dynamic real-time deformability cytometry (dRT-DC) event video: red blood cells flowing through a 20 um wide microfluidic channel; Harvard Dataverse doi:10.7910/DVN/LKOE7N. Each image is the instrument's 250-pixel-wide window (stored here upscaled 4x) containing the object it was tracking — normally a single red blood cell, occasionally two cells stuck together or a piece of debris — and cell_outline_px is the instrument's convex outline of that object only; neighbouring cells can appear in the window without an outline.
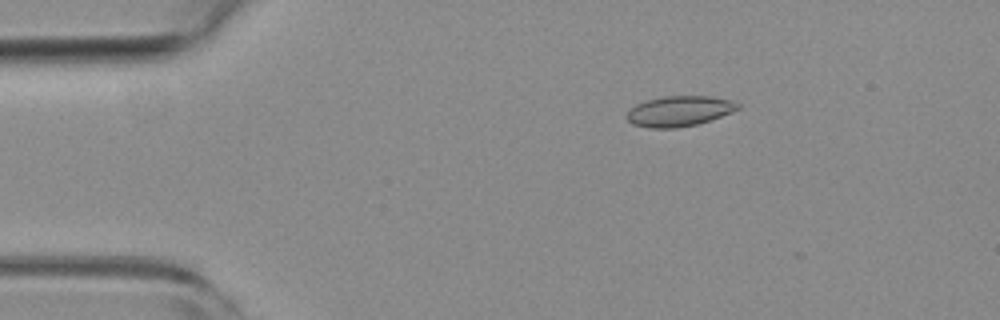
{"species": "common noctule bat (a hibernating species)", "species_latin": "Nyctalus noctula", "temperature_condition": "room temperature", "stored_images_in_passage": 13, "camera_frame_rate_fps": 3000, "um_per_image_px": 0.085, "animal": {"sex": "female", "body_mass_g": 19.3, "forearm_length_mm": 54.1}, "frame": {"image": 1, "passage_image": 9, "time_ms": 2.667, "image_size_px": [1000, 320], "cell_outline_px": [[740, 108], [732, 112], [696, 124], [676, 128], [648, 128], [632, 124], [624, 116], [636, 104], [648, 100], [664, 96], [708, 96], [732, 100], [740, 104]], "centroid_in_image_um": [57.72, 9.44], "position_along_channel_um": 27.3, "area_um2": 19.54}}